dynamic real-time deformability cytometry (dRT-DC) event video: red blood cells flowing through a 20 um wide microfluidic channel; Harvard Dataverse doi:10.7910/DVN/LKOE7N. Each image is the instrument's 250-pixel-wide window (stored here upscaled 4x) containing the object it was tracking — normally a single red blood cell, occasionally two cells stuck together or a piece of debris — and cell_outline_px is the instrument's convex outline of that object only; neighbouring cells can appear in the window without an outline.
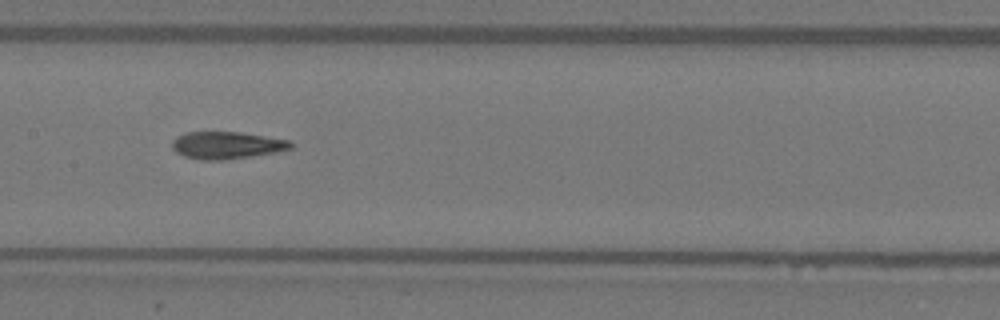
{"species": "Egyptian fruit bat (a non-hibernating species)", "species_latin": "Rousettus aegyptiacus", "temperature_condition": "warm", "stored_images_in_passage": 36, "camera_frame_rate_fps": 3000, "um_per_image_px": 0.085, "animal": {"sex": "female"}, "frame": {"image": 1, "passage_image": 11, "time_ms": 3.333, "image_size_px": [1000, 320], "cell_outline_px": [[296, 144], [292, 148], [276, 152], [252, 156], [220, 160], [200, 160], [184, 156], [176, 152], [172, 148], [172, 140], [176, 136], [188, 132], [240, 132], [288, 140]], "centroid_in_image_um": [19.26, 12.34], "position_along_channel_um": 188.1, "area_um2": 18.84}, "authors_computed_cell_mechanics": {"area_um2": 19.1318, "velocity_mm_per_s": 4.0681, "shape_relaxation_time_tau1_ms": 6.1243, "shape_relaxation_time_tau2_ms": 2.1605, "deformation_change_tau1": 0.2288, "deformation_change_tau2": 0.0871}}